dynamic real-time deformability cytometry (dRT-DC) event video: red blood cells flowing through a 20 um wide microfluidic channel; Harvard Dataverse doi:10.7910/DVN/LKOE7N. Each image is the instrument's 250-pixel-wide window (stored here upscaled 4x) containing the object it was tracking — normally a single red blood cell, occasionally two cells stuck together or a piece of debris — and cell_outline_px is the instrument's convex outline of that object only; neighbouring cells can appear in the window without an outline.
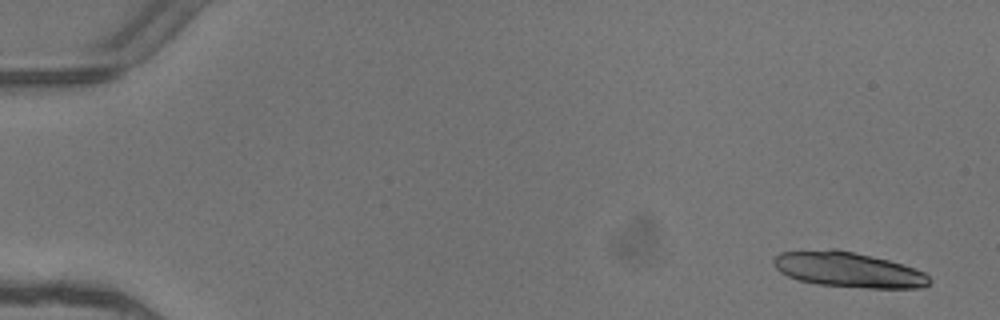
{"species": "common noctule bat (a hibernating species)", "species_latin": "Nyctalus noctula", "temperature_condition": "warm", "stored_images_in_passage": 6, "camera_frame_rate_fps": 3000, "um_per_image_px": 0.085, "animal": {"sex": "female"}, "frame": {"image": 1, "passage_image": 1, "time_ms": 0.0, "image_size_px": [1000, 320], "cell_outline_px": [[932, 280], [924, 288], [868, 288], [816, 284], [800, 280], [788, 276], [780, 272], [772, 264], [772, 260], [780, 252], [832, 248], [836, 248], [888, 260], [924, 272]], "centroid_in_image_um": [72.07, 22.92], "position_along_channel_um": 12.9, "area_um2": 31.96}}
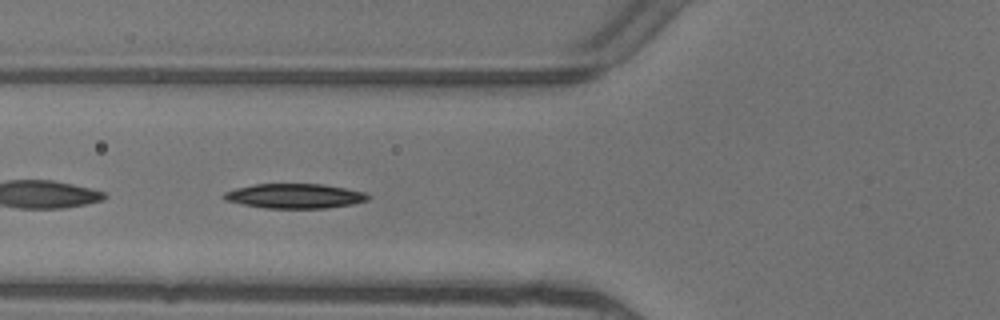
{"frame": {"image": 2, "passage_image": 6, "time_ms": 1.667, "image_size_px": [1000, 320], "cell_outline_px": [[368, 200], [352, 204], [328, 208], [264, 208], [224, 200], [220, 196], [224, 192], [236, 188], [256, 184], [324, 184], [368, 192]], "centroid_in_image_um": [25.06, 16.66], "position_along_channel_um": 100.7, "area_um2": 20.81}}